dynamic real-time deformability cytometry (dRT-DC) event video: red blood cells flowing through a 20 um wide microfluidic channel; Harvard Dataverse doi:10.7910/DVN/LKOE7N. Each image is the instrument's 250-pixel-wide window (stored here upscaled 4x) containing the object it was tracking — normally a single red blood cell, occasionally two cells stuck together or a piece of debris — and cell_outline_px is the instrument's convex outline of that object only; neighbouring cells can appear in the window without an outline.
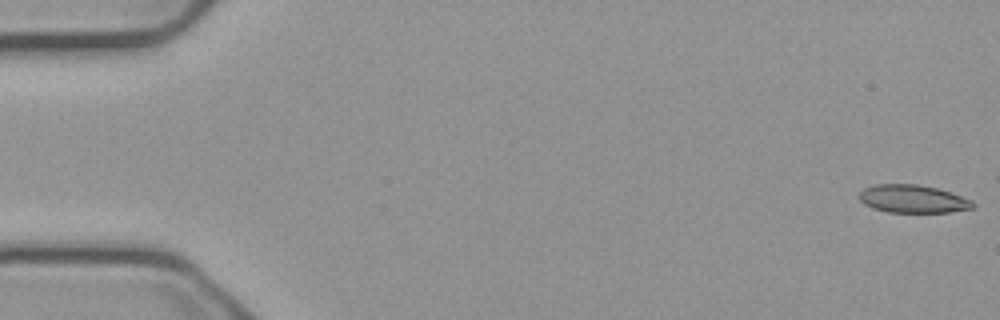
{"species": "common noctule bat (a hibernating species)", "species_latin": "Nyctalus noctula", "temperature_condition": "cold", "stored_images_in_passage": 14, "camera_frame_rate_fps": 3000, "um_per_image_px": 0.085, "animal": {"sex": "male", "body_mass_g": 23.1, "forearm_length_mm": 52.7}, "frame": {"image": 1, "passage_image": 1, "time_ms": 0.0, "image_size_px": [1000, 320], "cell_outline_px": [[976, 208], [948, 212], [888, 212], [872, 208], [864, 204], [860, 200], [860, 192], [864, 188], [876, 184], [916, 184], [936, 188], [972, 200], [976, 204]], "centroid_in_image_um": [77.6, 16.91], "position_along_channel_um": 7.4, "area_um2": 18.44}}